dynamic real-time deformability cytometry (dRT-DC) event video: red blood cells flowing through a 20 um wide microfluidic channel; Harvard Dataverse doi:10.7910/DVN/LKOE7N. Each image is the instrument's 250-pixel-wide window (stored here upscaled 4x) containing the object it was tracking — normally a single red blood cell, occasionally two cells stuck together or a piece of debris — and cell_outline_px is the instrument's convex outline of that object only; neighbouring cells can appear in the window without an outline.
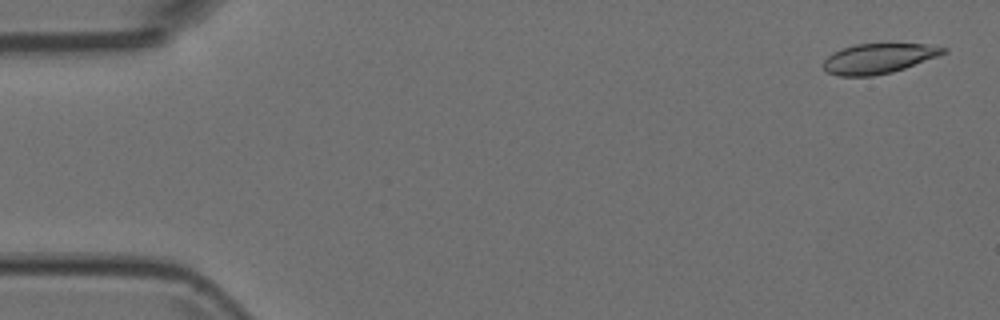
{"species": "Egyptian fruit bat (a non-hibernating species)", "species_latin": "Rousettus aegyptiacus", "temperature_condition": "room temperature", "stored_images_in_passage": 7, "segment_of_instrument_passage": [1, 2], "camera_frame_rate_fps": 3000, "um_per_image_px": 0.085, "animal": {"sex": "female"}, "frame": {"image": 1, "passage_image": 1, "time_ms": 0.0, "image_size_px": [1000, 320], "cell_outline_px": [[948, 52], [904, 68], [892, 72], [872, 76], [840, 76], [828, 72], [824, 68], [824, 60], [832, 52], [856, 44], [928, 44], [948, 48]], "centroid_in_image_um": [74.69, 4.97], "position_along_channel_um": 10.3, "area_um2": 20.75}}
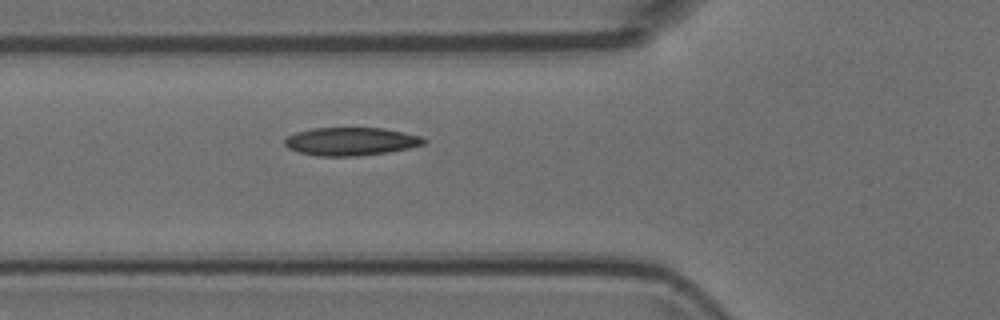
{"frame": {"image": 2, "passage_image": 6, "time_ms": 1.667, "image_size_px": [1000, 320], "cell_outline_px": [[428, 140], [424, 144], [408, 148], [388, 152], [360, 156], [320, 156], [300, 152], [288, 148], [284, 144], [284, 140], [288, 136], [296, 132], [312, 128], [384, 128], [404, 132], [420, 136]], "centroid_in_image_um": [29.84, 12.02], "position_along_channel_um": 96.0, "area_um2": 22.77}}